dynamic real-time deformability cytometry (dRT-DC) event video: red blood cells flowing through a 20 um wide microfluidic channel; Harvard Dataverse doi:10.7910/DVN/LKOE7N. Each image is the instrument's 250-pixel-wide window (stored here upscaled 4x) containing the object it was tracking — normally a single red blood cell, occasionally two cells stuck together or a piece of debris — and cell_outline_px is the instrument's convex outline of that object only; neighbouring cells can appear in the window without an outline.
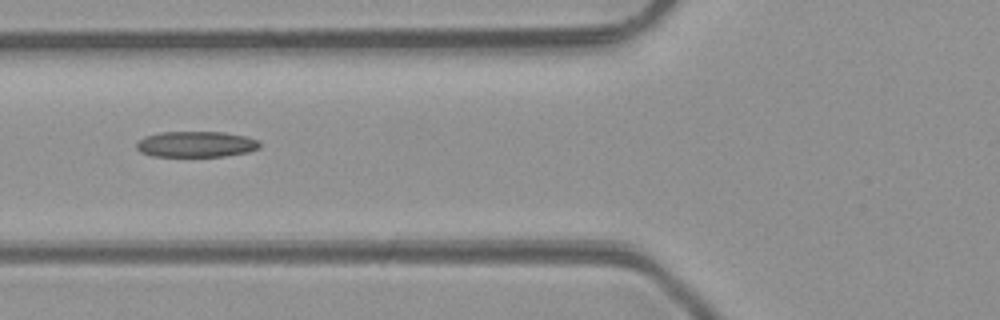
{"species": "common noctule bat (a hibernating species)", "species_latin": "Nyctalus noctula", "temperature_condition": "room temperature", "stored_images_in_passage": 6, "camera_frame_rate_fps": 3000, "um_per_image_px": 0.085, "animal": {"sex": "male", "body_mass_g": 23.1, "forearm_length_mm": 52.7}, "frame": {"image": 1, "passage_image": 6, "time_ms": 6.667, "image_size_px": [1000, 320], "cell_outline_px": [[260, 148], [248, 152], [224, 156], [152, 156], [140, 152], [136, 148], [136, 144], [144, 136], [160, 132], [224, 132], [248, 136], [260, 140]], "centroid_in_image_um": [16.69, 12.25], "position_along_channel_um": 109.1, "area_um2": 18.73}}